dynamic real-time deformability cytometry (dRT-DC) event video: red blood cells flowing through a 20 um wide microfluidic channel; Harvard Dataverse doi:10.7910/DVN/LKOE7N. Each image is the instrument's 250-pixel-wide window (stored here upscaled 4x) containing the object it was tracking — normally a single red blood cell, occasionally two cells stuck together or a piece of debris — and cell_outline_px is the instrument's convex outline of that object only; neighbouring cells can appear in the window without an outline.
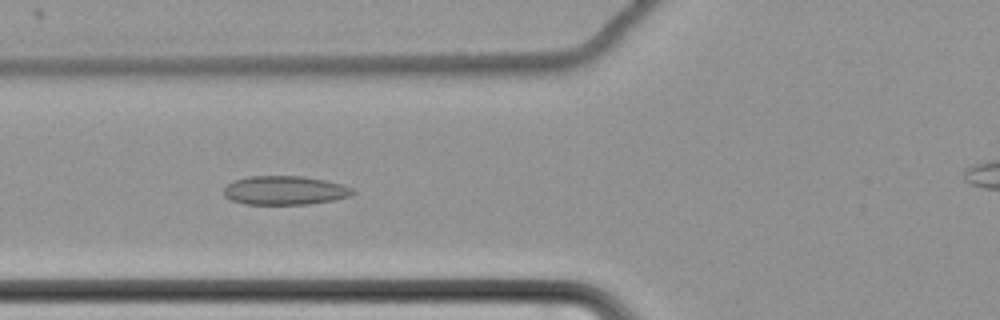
{"species": "common noctule bat (a hibernating species)", "species_latin": "Nyctalus noctula", "temperature_condition": "cold", "stored_images_in_passage": 61, "camera_frame_rate_fps": 3000, "um_per_image_px": 0.085, "animal": {"sex": "female", "body_mass_g": 22.7, "forearm_length_mm": 54.2}, "frame": {"image": 1, "passage_image": 29, "time_ms": 9.333, "image_size_px": [1000, 320], "cell_outline_px": [[356, 192], [352, 196], [332, 200], [308, 204], [244, 204], [232, 200], [224, 196], [224, 188], [228, 184], [236, 180], [248, 176], [304, 176], [324, 180], [340, 184], [352, 188]], "centroid_in_image_um": [24.22, 16.18], "position_along_channel_um": 101.6, "area_um2": 21.62}}
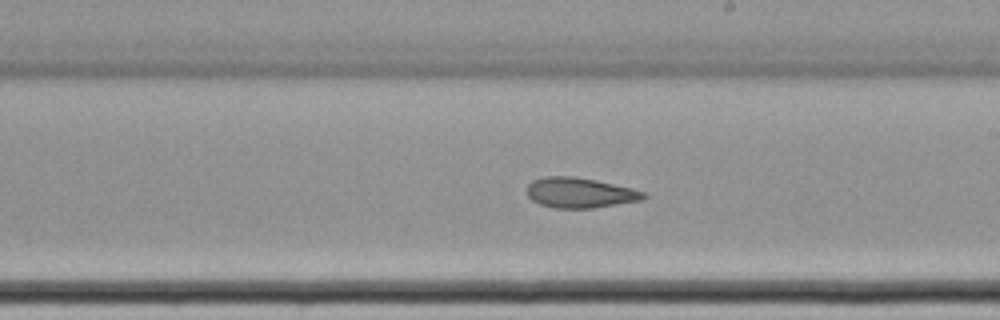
{"frame": {"image": 2, "passage_image": 41, "time_ms": 13.333, "image_size_px": [1000, 320], "cell_outline_px": [[648, 196], [640, 200], [592, 208], [552, 208], [540, 204], [532, 200], [528, 196], [528, 184], [532, 180], [544, 176], [572, 176], [596, 180], [632, 188], [644, 192]], "centroid_in_image_um": [49.26, 16.38], "position_along_channel_um": 239.7, "area_um2": 20.46}}
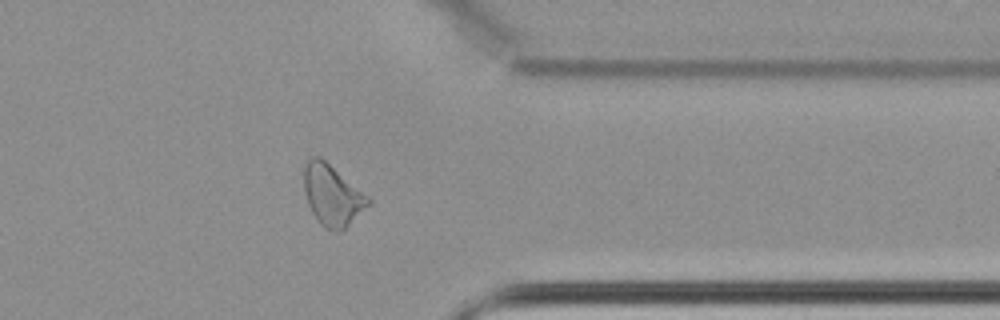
{"frame": {"image": 3, "passage_image": 54, "time_ms": 17.667, "image_size_px": [1000, 320], "cell_outline_px": [[372, 204], [340, 232], [324, 228], [320, 224], [312, 212], [308, 204], [304, 188], [304, 164], [312, 156], [320, 156], [368, 196], [372, 200]], "centroid_in_image_um": [28.25, 16.6], "position_along_channel_um": 383.1, "area_um2": 22.77}}